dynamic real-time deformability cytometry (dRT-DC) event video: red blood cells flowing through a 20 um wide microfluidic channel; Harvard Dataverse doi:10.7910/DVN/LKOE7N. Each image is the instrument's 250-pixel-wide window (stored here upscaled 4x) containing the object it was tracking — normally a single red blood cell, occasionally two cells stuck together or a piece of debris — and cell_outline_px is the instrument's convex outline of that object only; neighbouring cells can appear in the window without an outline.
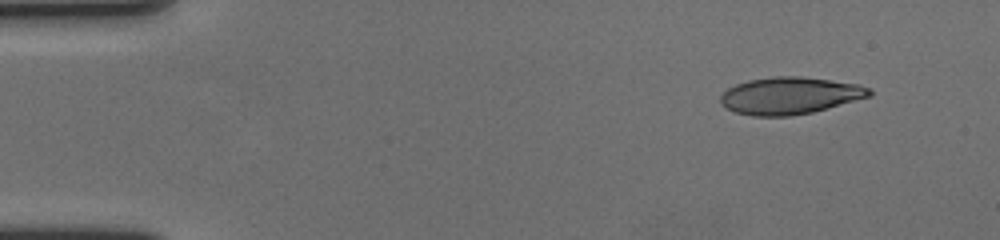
{"species": "human", "species_latin": "Homo sapiens", "temperature_condition": "cold", "stored_images_in_passage": 53, "camera_frame_rate_fps": 3000, "um_per_image_px": 0.085, "donor": {"sex": "female"}, "frame": {"image": 1, "passage_image": 1, "time_ms": 0.0, "image_size_px": [1000, 240], "cell_outline_px": [[872, 96], [812, 112], [792, 116], [752, 116], [736, 112], [720, 104], [720, 96], [728, 88], [736, 84], [748, 80], [772, 76], [800, 76], [860, 84], [872, 88]], "centroid_in_image_um": [67.16, 8.12], "position_along_channel_um": 17.8, "area_um2": 32.31}}
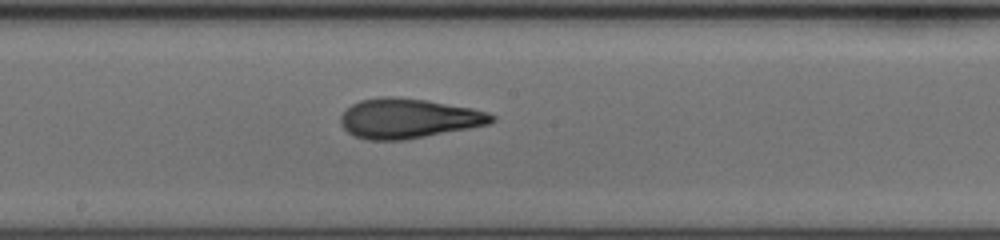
{"frame": {"image": 2, "passage_image": 27, "time_ms": 8.667, "image_size_px": [1000, 240], "cell_outline_px": [[496, 120], [488, 124], [468, 128], [404, 140], [368, 140], [352, 136], [340, 124], [340, 116], [352, 104], [360, 100], [380, 96], [392, 96], [424, 100], [472, 108], [488, 112], [496, 116]], "centroid_in_image_um": [34.69, 10.06], "position_along_channel_um": 213.5, "area_um2": 34.91}}
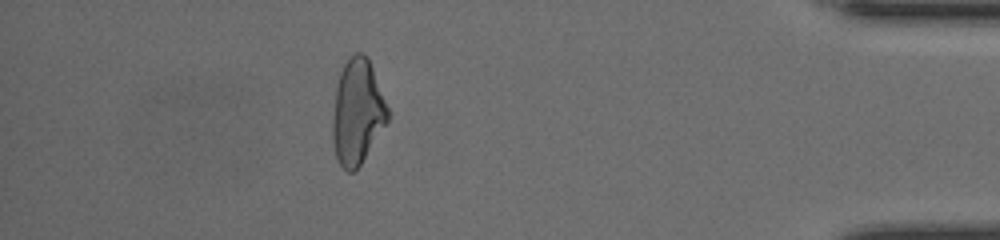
{"frame": {"image": 3, "passage_image": 47, "time_ms": 15.333, "image_size_px": [1000, 240], "cell_outline_px": [[388, 120], [356, 172], [348, 172], [336, 160], [332, 144], [332, 120], [336, 88], [340, 72], [344, 64], [356, 52], [364, 52], [368, 56], [388, 108]], "centroid_in_image_um": [30.35, 9.54], "position_along_channel_um": 404.8, "area_um2": 33.76}, "authors_computed_cell_mechanics": {"area_um2": 33.9286, "velocity_mm_per_s": 3.5685, "shape_relaxation_time_tau1_ms": 8.6237, "shape_relaxation_time_tau2_ms": 1.7186, "deformation_change_tau1": 0.2303, "deformation_change_tau2": 0.0872}}